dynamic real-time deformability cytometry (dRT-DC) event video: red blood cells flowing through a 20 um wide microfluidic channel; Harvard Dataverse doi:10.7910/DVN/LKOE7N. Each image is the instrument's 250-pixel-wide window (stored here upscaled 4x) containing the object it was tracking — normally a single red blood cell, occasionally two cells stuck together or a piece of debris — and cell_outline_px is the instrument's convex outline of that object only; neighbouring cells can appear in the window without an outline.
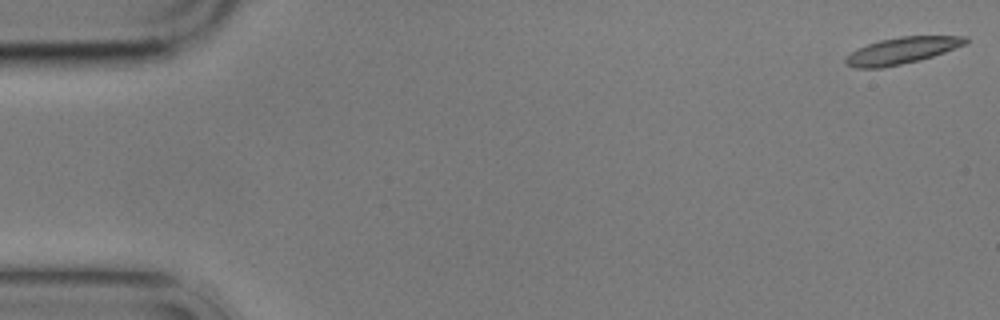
{"species": "common noctule bat (a hibernating species)", "species_latin": "Nyctalus noctula", "temperature_condition": "cold", "stored_images_in_passage": 5, "camera_frame_rate_fps": 3000, "um_per_image_px": 0.085, "animal": {"sex": "male", "body_mass_g": 17.9}, "frame": {"image": 1, "passage_image": 1, "time_ms": 0.0, "image_size_px": [1000, 320], "cell_outline_px": [[968, 44], [920, 60], [880, 68], [856, 68], [848, 64], [844, 60], [856, 48], [880, 40], [900, 36], [968, 36]], "centroid_in_image_um": [76.7, 4.29], "position_along_channel_um": 8.3, "area_um2": 18.44}}
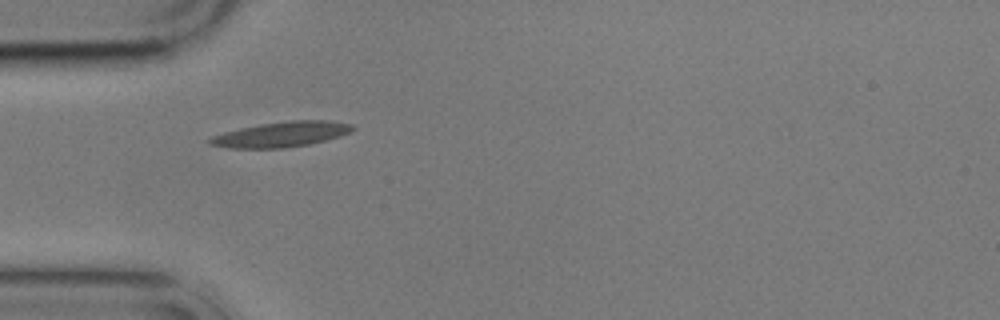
{"frame": {"image": 2, "passage_image": 5, "time_ms": 5.333, "image_size_px": [1000, 320], "cell_outline_px": [[356, 128], [352, 132], [340, 136], [308, 144], [284, 148], [228, 148], [208, 144], [208, 140], [212, 136], [224, 132], [240, 128], [260, 124], [292, 120], [324, 120], [352, 124]], "centroid_in_image_um": [23.91, 11.42], "position_along_channel_um": 61.1, "area_um2": 20.92}}